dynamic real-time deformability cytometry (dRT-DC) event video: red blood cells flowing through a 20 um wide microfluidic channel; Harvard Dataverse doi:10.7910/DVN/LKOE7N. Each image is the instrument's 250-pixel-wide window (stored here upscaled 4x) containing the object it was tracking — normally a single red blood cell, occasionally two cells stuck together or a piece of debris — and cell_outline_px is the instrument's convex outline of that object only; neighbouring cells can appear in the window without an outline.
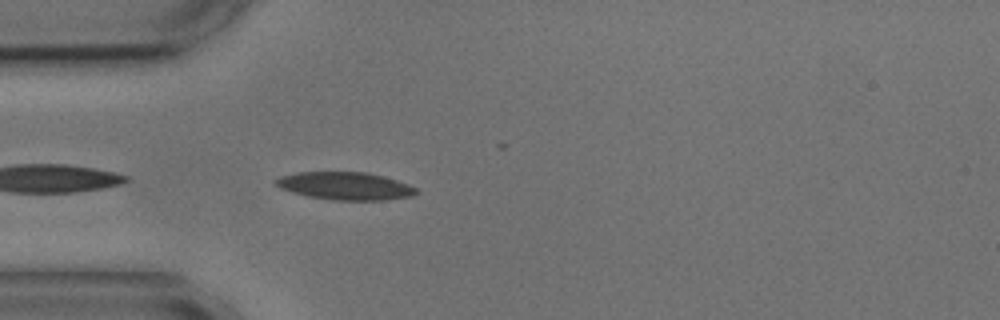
{"species": "common noctule bat (a hibernating species)", "species_latin": "Nyctalus noctula", "temperature_condition": "cold", "stored_images_in_passage": 5, "camera_frame_rate_fps": 3000, "um_per_image_px": 0.085, "animal": {"sex": "male", "body_mass_g": 17.9, "forearm_length_mm": 54.2}, "frame": {"image": 1, "passage_image": 5, "time_ms": 4.667, "image_size_px": [1000, 320], "cell_outline_px": [[420, 192], [408, 196], [384, 200], [332, 200], [308, 196], [292, 192], [280, 188], [272, 184], [272, 180], [280, 176], [296, 172], [368, 172], [396, 180], [408, 184], [416, 188]], "centroid_in_image_um": [29.27, 15.8], "position_along_channel_um": 55.7, "area_um2": 22.77}}